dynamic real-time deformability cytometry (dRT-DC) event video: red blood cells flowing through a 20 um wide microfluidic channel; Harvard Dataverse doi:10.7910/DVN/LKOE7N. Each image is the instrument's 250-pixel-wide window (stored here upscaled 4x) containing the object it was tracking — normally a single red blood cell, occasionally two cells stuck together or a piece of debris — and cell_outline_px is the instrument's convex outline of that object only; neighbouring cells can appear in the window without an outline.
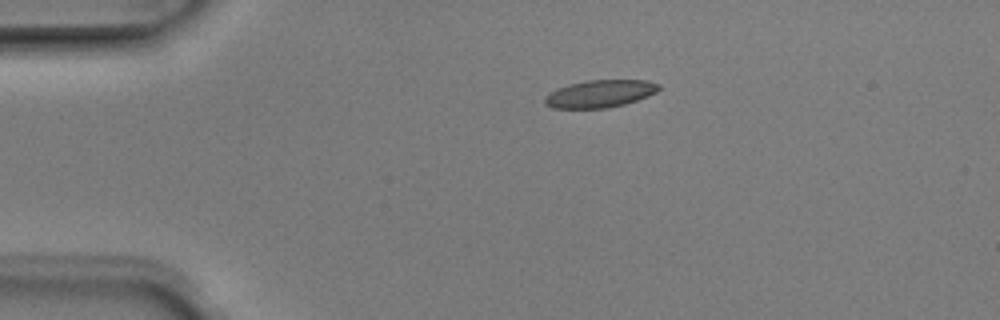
{"species": "Egyptian fruit bat (a non-hibernating species)", "species_latin": "Rousettus aegyptiacus", "temperature_condition": "room temperature", "stored_images_in_passage": 2, "camera_frame_rate_fps": 3000, "um_per_image_px": 0.085, "animal": {"sex": "male"}, "frame": {"image": 1, "passage_image": 1, "time_ms": 0.0, "image_size_px": [1000, 320], "cell_outline_px": [[660, 88], [656, 92], [648, 96], [624, 104], [608, 108], [552, 108], [544, 104], [544, 96], [568, 84], [588, 80], [648, 80], [660, 84]], "centroid_in_image_um": [51.01, 7.96], "position_along_channel_um": 34.0, "area_um2": 18.21}}